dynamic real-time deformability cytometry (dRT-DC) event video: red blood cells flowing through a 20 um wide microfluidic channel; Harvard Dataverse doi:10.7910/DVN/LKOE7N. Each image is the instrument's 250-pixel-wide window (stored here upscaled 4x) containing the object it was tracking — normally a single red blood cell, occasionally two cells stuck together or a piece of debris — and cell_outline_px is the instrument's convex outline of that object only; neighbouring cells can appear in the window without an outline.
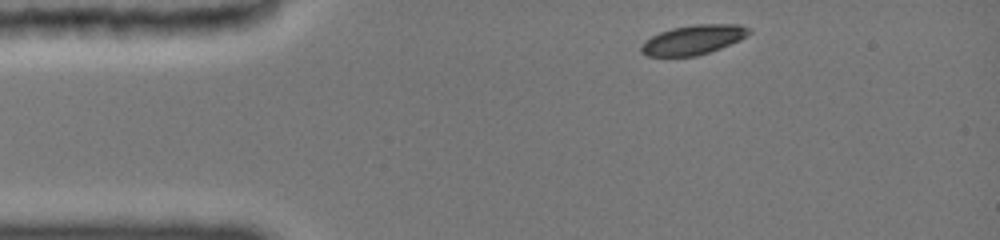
{"species": "common noctule bat (a hibernating species)", "species_latin": "Nyctalus noctula", "temperature_condition": "cold", "stored_images_in_passage": 32, "camera_frame_rate_fps": 3000, "um_per_image_px": 0.085, "animal": {"sex": "female", "body_mass_g": 19.0, "forearm_length_mm": 51.5}, "frame": {"image": 1, "passage_image": 1, "time_ms": 0.0, "image_size_px": [1000, 240], "cell_outline_px": [[752, 32], [740, 40], [720, 48], [696, 56], [648, 56], [640, 52], [640, 48], [644, 40], [660, 32], [672, 28], [696, 24], [740, 24], [752, 28]], "centroid_in_image_um": [58.94, 3.37], "position_along_channel_um": 26.1, "area_um2": 18.61}}
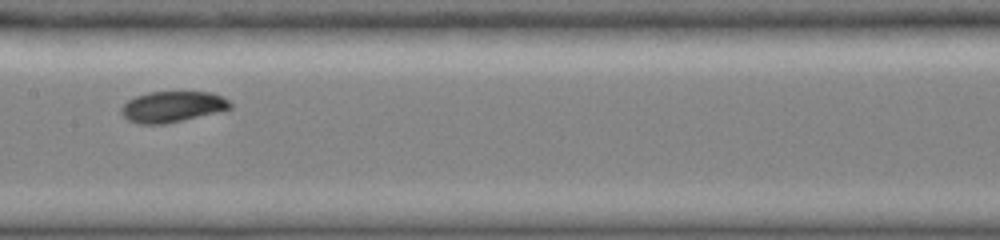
{"frame": {"image": 2, "passage_image": 13, "time_ms": 5.667, "image_size_px": [1000, 240], "cell_outline_px": [[232, 108], [164, 124], [144, 124], [128, 120], [120, 112], [120, 108], [128, 100], [136, 96], [148, 92], [212, 92], [228, 100], [232, 104]], "centroid_in_image_um": [14.63, 9.06], "position_along_channel_um": 192.8, "area_um2": 19.31}}
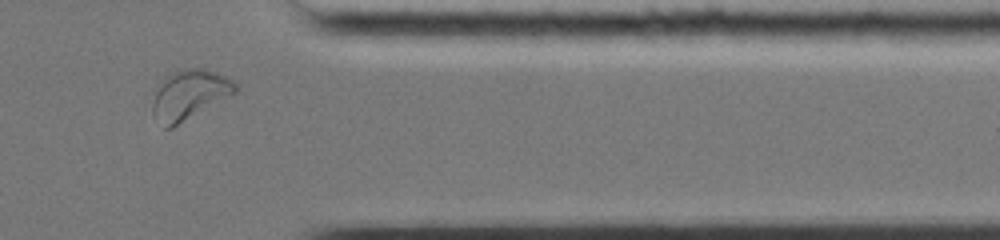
{"frame": {"image": 3, "passage_image": 28, "time_ms": 11.0, "image_size_px": [1000, 240], "cell_outline_px": [[240, 88], [236, 92], [172, 128], [164, 128], [152, 116], [152, 104], [156, 84], [164, 76], [176, 68], [204, 68], [216, 72], [240, 84]], "centroid_in_image_um": [16.05, 8.02], "position_along_channel_um": 395.4, "area_um2": 24.51}, "authors_computed_cell_mechanics": {"area_um2": 19.5075, "velocity_mm_per_s": 3.8496, "shape_relaxation_time_tau1_ms": 2.2, "shape_relaxation_time_tau2_ms": null, "deformation_change_tau1": 0.0894, "deformation_change_tau2": null}}